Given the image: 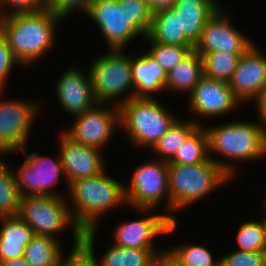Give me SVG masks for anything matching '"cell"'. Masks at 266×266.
I'll return each instance as SVG.
<instances>
[{
	"mask_svg": "<svg viewBox=\"0 0 266 266\" xmlns=\"http://www.w3.org/2000/svg\"><path fill=\"white\" fill-rule=\"evenodd\" d=\"M236 241V250L265 251L263 220L243 223L237 232Z\"/></svg>",
	"mask_w": 266,
	"mask_h": 266,
	"instance_id": "34",
	"label": "cell"
},
{
	"mask_svg": "<svg viewBox=\"0 0 266 266\" xmlns=\"http://www.w3.org/2000/svg\"><path fill=\"white\" fill-rule=\"evenodd\" d=\"M216 0H177L173 6L180 15L181 31L195 46L208 19L222 5Z\"/></svg>",
	"mask_w": 266,
	"mask_h": 266,
	"instance_id": "20",
	"label": "cell"
},
{
	"mask_svg": "<svg viewBox=\"0 0 266 266\" xmlns=\"http://www.w3.org/2000/svg\"><path fill=\"white\" fill-rule=\"evenodd\" d=\"M120 126L137 148L149 150L177 119L158 99L131 98L119 106Z\"/></svg>",
	"mask_w": 266,
	"mask_h": 266,
	"instance_id": "5",
	"label": "cell"
},
{
	"mask_svg": "<svg viewBox=\"0 0 266 266\" xmlns=\"http://www.w3.org/2000/svg\"><path fill=\"white\" fill-rule=\"evenodd\" d=\"M86 74L71 66L61 74L55 87L61 108L74 118L97 104L90 73Z\"/></svg>",
	"mask_w": 266,
	"mask_h": 266,
	"instance_id": "18",
	"label": "cell"
},
{
	"mask_svg": "<svg viewBox=\"0 0 266 266\" xmlns=\"http://www.w3.org/2000/svg\"><path fill=\"white\" fill-rule=\"evenodd\" d=\"M209 158L206 129L198 126L179 147L175 157L168 164L196 165Z\"/></svg>",
	"mask_w": 266,
	"mask_h": 266,
	"instance_id": "27",
	"label": "cell"
},
{
	"mask_svg": "<svg viewBox=\"0 0 266 266\" xmlns=\"http://www.w3.org/2000/svg\"><path fill=\"white\" fill-rule=\"evenodd\" d=\"M148 36L157 43L194 47L181 31L180 15L174 8H168L153 14Z\"/></svg>",
	"mask_w": 266,
	"mask_h": 266,
	"instance_id": "22",
	"label": "cell"
},
{
	"mask_svg": "<svg viewBox=\"0 0 266 266\" xmlns=\"http://www.w3.org/2000/svg\"><path fill=\"white\" fill-rule=\"evenodd\" d=\"M0 160V217L17 216L21 195L13 169Z\"/></svg>",
	"mask_w": 266,
	"mask_h": 266,
	"instance_id": "29",
	"label": "cell"
},
{
	"mask_svg": "<svg viewBox=\"0 0 266 266\" xmlns=\"http://www.w3.org/2000/svg\"><path fill=\"white\" fill-rule=\"evenodd\" d=\"M167 252L182 266H220V259L214 260L212 253L203 246L186 242L167 249Z\"/></svg>",
	"mask_w": 266,
	"mask_h": 266,
	"instance_id": "30",
	"label": "cell"
},
{
	"mask_svg": "<svg viewBox=\"0 0 266 266\" xmlns=\"http://www.w3.org/2000/svg\"><path fill=\"white\" fill-rule=\"evenodd\" d=\"M60 135L59 155L68 186L75 180L95 176L105 170L100 149L72 141L63 132Z\"/></svg>",
	"mask_w": 266,
	"mask_h": 266,
	"instance_id": "17",
	"label": "cell"
},
{
	"mask_svg": "<svg viewBox=\"0 0 266 266\" xmlns=\"http://www.w3.org/2000/svg\"><path fill=\"white\" fill-rule=\"evenodd\" d=\"M3 17H4V15H3V12H2L1 7H0V27H1Z\"/></svg>",
	"mask_w": 266,
	"mask_h": 266,
	"instance_id": "44",
	"label": "cell"
},
{
	"mask_svg": "<svg viewBox=\"0 0 266 266\" xmlns=\"http://www.w3.org/2000/svg\"><path fill=\"white\" fill-rule=\"evenodd\" d=\"M75 117L71 130L63 133L72 141L100 150L110 141L115 127L120 126V109L116 105L107 108V104L97 103Z\"/></svg>",
	"mask_w": 266,
	"mask_h": 266,
	"instance_id": "11",
	"label": "cell"
},
{
	"mask_svg": "<svg viewBox=\"0 0 266 266\" xmlns=\"http://www.w3.org/2000/svg\"><path fill=\"white\" fill-rule=\"evenodd\" d=\"M202 58L203 74L207 77L229 82L242 55L224 51L199 53Z\"/></svg>",
	"mask_w": 266,
	"mask_h": 266,
	"instance_id": "28",
	"label": "cell"
},
{
	"mask_svg": "<svg viewBox=\"0 0 266 266\" xmlns=\"http://www.w3.org/2000/svg\"><path fill=\"white\" fill-rule=\"evenodd\" d=\"M0 266H31L24 257L8 261H0Z\"/></svg>",
	"mask_w": 266,
	"mask_h": 266,
	"instance_id": "42",
	"label": "cell"
},
{
	"mask_svg": "<svg viewBox=\"0 0 266 266\" xmlns=\"http://www.w3.org/2000/svg\"><path fill=\"white\" fill-rule=\"evenodd\" d=\"M224 8L218 10L208 19L203 27L199 41L194 46L197 53L224 51L243 55L255 43L238 31Z\"/></svg>",
	"mask_w": 266,
	"mask_h": 266,
	"instance_id": "13",
	"label": "cell"
},
{
	"mask_svg": "<svg viewBox=\"0 0 266 266\" xmlns=\"http://www.w3.org/2000/svg\"><path fill=\"white\" fill-rule=\"evenodd\" d=\"M69 201L62 196H26L21 197L18 217L27 223L34 234L58 239V232L71 226L73 247L83 242L84 231L75 222Z\"/></svg>",
	"mask_w": 266,
	"mask_h": 266,
	"instance_id": "6",
	"label": "cell"
},
{
	"mask_svg": "<svg viewBox=\"0 0 266 266\" xmlns=\"http://www.w3.org/2000/svg\"><path fill=\"white\" fill-rule=\"evenodd\" d=\"M145 38L151 43V48L146 52L162 66L166 73L184 60L194 49V47L157 43L148 35Z\"/></svg>",
	"mask_w": 266,
	"mask_h": 266,
	"instance_id": "31",
	"label": "cell"
},
{
	"mask_svg": "<svg viewBox=\"0 0 266 266\" xmlns=\"http://www.w3.org/2000/svg\"><path fill=\"white\" fill-rule=\"evenodd\" d=\"M263 230H264V245H265V252H266V216L263 217Z\"/></svg>",
	"mask_w": 266,
	"mask_h": 266,
	"instance_id": "43",
	"label": "cell"
},
{
	"mask_svg": "<svg viewBox=\"0 0 266 266\" xmlns=\"http://www.w3.org/2000/svg\"><path fill=\"white\" fill-rule=\"evenodd\" d=\"M91 0H44V7L64 19L72 10H82L86 14Z\"/></svg>",
	"mask_w": 266,
	"mask_h": 266,
	"instance_id": "37",
	"label": "cell"
},
{
	"mask_svg": "<svg viewBox=\"0 0 266 266\" xmlns=\"http://www.w3.org/2000/svg\"><path fill=\"white\" fill-rule=\"evenodd\" d=\"M202 126L197 120L186 121L176 119L169 127L168 131L151 148L153 153L162 161L170 162L176 155L179 147L188 136L198 127Z\"/></svg>",
	"mask_w": 266,
	"mask_h": 266,
	"instance_id": "26",
	"label": "cell"
},
{
	"mask_svg": "<svg viewBox=\"0 0 266 266\" xmlns=\"http://www.w3.org/2000/svg\"><path fill=\"white\" fill-rule=\"evenodd\" d=\"M95 232L96 228L84 231L82 244L73 247L67 258L63 256L61 266H100L94 249Z\"/></svg>",
	"mask_w": 266,
	"mask_h": 266,
	"instance_id": "32",
	"label": "cell"
},
{
	"mask_svg": "<svg viewBox=\"0 0 266 266\" xmlns=\"http://www.w3.org/2000/svg\"><path fill=\"white\" fill-rule=\"evenodd\" d=\"M86 15L100 28L108 49L125 50L140 34L128 23L125 3L118 0H91Z\"/></svg>",
	"mask_w": 266,
	"mask_h": 266,
	"instance_id": "12",
	"label": "cell"
},
{
	"mask_svg": "<svg viewBox=\"0 0 266 266\" xmlns=\"http://www.w3.org/2000/svg\"><path fill=\"white\" fill-rule=\"evenodd\" d=\"M14 64L20 63L15 58L5 34L0 29V91L2 92Z\"/></svg>",
	"mask_w": 266,
	"mask_h": 266,
	"instance_id": "36",
	"label": "cell"
},
{
	"mask_svg": "<svg viewBox=\"0 0 266 266\" xmlns=\"http://www.w3.org/2000/svg\"><path fill=\"white\" fill-rule=\"evenodd\" d=\"M205 129L209 156L215 152L235 162L266 157V127L260 122L234 121Z\"/></svg>",
	"mask_w": 266,
	"mask_h": 266,
	"instance_id": "4",
	"label": "cell"
},
{
	"mask_svg": "<svg viewBox=\"0 0 266 266\" xmlns=\"http://www.w3.org/2000/svg\"><path fill=\"white\" fill-rule=\"evenodd\" d=\"M228 162L210 156L196 165L168 164L170 217L174 221L173 213L202 200L235 177L236 167L233 162Z\"/></svg>",
	"mask_w": 266,
	"mask_h": 266,
	"instance_id": "1",
	"label": "cell"
},
{
	"mask_svg": "<svg viewBox=\"0 0 266 266\" xmlns=\"http://www.w3.org/2000/svg\"><path fill=\"white\" fill-rule=\"evenodd\" d=\"M177 220L168 214L146 215L144 219L125 221L115 230V243L119 247L135 249H157L154 237L158 234H170L175 230Z\"/></svg>",
	"mask_w": 266,
	"mask_h": 266,
	"instance_id": "15",
	"label": "cell"
},
{
	"mask_svg": "<svg viewBox=\"0 0 266 266\" xmlns=\"http://www.w3.org/2000/svg\"><path fill=\"white\" fill-rule=\"evenodd\" d=\"M228 83L234 96L242 104L257 98L266 83V56L256 44L240 57Z\"/></svg>",
	"mask_w": 266,
	"mask_h": 266,
	"instance_id": "16",
	"label": "cell"
},
{
	"mask_svg": "<svg viewBox=\"0 0 266 266\" xmlns=\"http://www.w3.org/2000/svg\"><path fill=\"white\" fill-rule=\"evenodd\" d=\"M68 189L71 214L83 231L96 228L99 217L127 204L125 184L109 177L106 169L98 175L73 181Z\"/></svg>",
	"mask_w": 266,
	"mask_h": 266,
	"instance_id": "3",
	"label": "cell"
},
{
	"mask_svg": "<svg viewBox=\"0 0 266 266\" xmlns=\"http://www.w3.org/2000/svg\"><path fill=\"white\" fill-rule=\"evenodd\" d=\"M0 261L24 257L27 244L35 235L31 227L18 216L0 217Z\"/></svg>",
	"mask_w": 266,
	"mask_h": 266,
	"instance_id": "21",
	"label": "cell"
},
{
	"mask_svg": "<svg viewBox=\"0 0 266 266\" xmlns=\"http://www.w3.org/2000/svg\"><path fill=\"white\" fill-rule=\"evenodd\" d=\"M6 5L11 10H7ZM0 7L4 16L12 13L37 12L44 8V0H0Z\"/></svg>",
	"mask_w": 266,
	"mask_h": 266,
	"instance_id": "38",
	"label": "cell"
},
{
	"mask_svg": "<svg viewBox=\"0 0 266 266\" xmlns=\"http://www.w3.org/2000/svg\"><path fill=\"white\" fill-rule=\"evenodd\" d=\"M167 250L135 249L112 245L100 258V266H155L159 255Z\"/></svg>",
	"mask_w": 266,
	"mask_h": 266,
	"instance_id": "24",
	"label": "cell"
},
{
	"mask_svg": "<svg viewBox=\"0 0 266 266\" xmlns=\"http://www.w3.org/2000/svg\"><path fill=\"white\" fill-rule=\"evenodd\" d=\"M125 3V13L128 23L143 37L148 35L153 13L146 0H118Z\"/></svg>",
	"mask_w": 266,
	"mask_h": 266,
	"instance_id": "33",
	"label": "cell"
},
{
	"mask_svg": "<svg viewBox=\"0 0 266 266\" xmlns=\"http://www.w3.org/2000/svg\"><path fill=\"white\" fill-rule=\"evenodd\" d=\"M254 101L257 103L256 106L258 109V115H260V122L266 127V83Z\"/></svg>",
	"mask_w": 266,
	"mask_h": 266,
	"instance_id": "39",
	"label": "cell"
},
{
	"mask_svg": "<svg viewBox=\"0 0 266 266\" xmlns=\"http://www.w3.org/2000/svg\"><path fill=\"white\" fill-rule=\"evenodd\" d=\"M131 177L130 185L125 186L127 206L147 213L166 198V212L170 216L168 162L157 159L141 163Z\"/></svg>",
	"mask_w": 266,
	"mask_h": 266,
	"instance_id": "8",
	"label": "cell"
},
{
	"mask_svg": "<svg viewBox=\"0 0 266 266\" xmlns=\"http://www.w3.org/2000/svg\"><path fill=\"white\" fill-rule=\"evenodd\" d=\"M125 50L109 49V53L94 59L88 72L91 76L92 88L97 103L109 104L111 100H118L119 95L125 94L116 106H120L134 98V84L132 81L131 56L124 54ZM118 97V98H117Z\"/></svg>",
	"mask_w": 266,
	"mask_h": 266,
	"instance_id": "7",
	"label": "cell"
},
{
	"mask_svg": "<svg viewBox=\"0 0 266 266\" xmlns=\"http://www.w3.org/2000/svg\"><path fill=\"white\" fill-rule=\"evenodd\" d=\"M176 1L177 0H146L153 14L164 9L173 8Z\"/></svg>",
	"mask_w": 266,
	"mask_h": 266,
	"instance_id": "40",
	"label": "cell"
},
{
	"mask_svg": "<svg viewBox=\"0 0 266 266\" xmlns=\"http://www.w3.org/2000/svg\"><path fill=\"white\" fill-rule=\"evenodd\" d=\"M134 98L152 99L155 92L165 90L167 73L147 52L131 57Z\"/></svg>",
	"mask_w": 266,
	"mask_h": 266,
	"instance_id": "19",
	"label": "cell"
},
{
	"mask_svg": "<svg viewBox=\"0 0 266 266\" xmlns=\"http://www.w3.org/2000/svg\"><path fill=\"white\" fill-rule=\"evenodd\" d=\"M61 20L44 7L37 12L5 15L0 29L20 65L29 67L50 51Z\"/></svg>",
	"mask_w": 266,
	"mask_h": 266,
	"instance_id": "2",
	"label": "cell"
},
{
	"mask_svg": "<svg viewBox=\"0 0 266 266\" xmlns=\"http://www.w3.org/2000/svg\"><path fill=\"white\" fill-rule=\"evenodd\" d=\"M63 251L59 239L35 234L25 248L24 258L31 266H61Z\"/></svg>",
	"mask_w": 266,
	"mask_h": 266,
	"instance_id": "25",
	"label": "cell"
},
{
	"mask_svg": "<svg viewBox=\"0 0 266 266\" xmlns=\"http://www.w3.org/2000/svg\"><path fill=\"white\" fill-rule=\"evenodd\" d=\"M155 266H182L167 251L158 256Z\"/></svg>",
	"mask_w": 266,
	"mask_h": 266,
	"instance_id": "41",
	"label": "cell"
},
{
	"mask_svg": "<svg viewBox=\"0 0 266 266\" xmlns=\"http://www.w3.org/2000/svg\"><path fill=\"white\" fill-rule=\"evenodd\" d=\"M202 75L201 55L192 50L184 60L167 73L165 90L190 94Z\"/></svg>",
	"mask_w": 266,
	"mask_h": 266,
	"instance_id": "23",
	"label": "cell"
},
{
	"mask_svg": "<svg viewBox=\"0 0 266 266\" xmlns=\"http://www.w3.org/2000/svg\"><path fill=\"white\" fill-rule=\"evenodd\" d=\"M2 94V91H0ZM40 104L29 100L0 98V154L9 155L26 147L30 128Z\"/></svg>",
	"mask_w": 266,
	"mask_h": 266,
	"instance_id": "9",
	"label": "cell"
},
{
	"mask_svg": "<svg viewBox=\"0 0 266 266\" xmlns=\"http://www.w3.org/2000/svg\"><path fill=\"white\" fill-rule=\"evenodd\" d=\"M188 99L191 114L194 113L201 117L225 115L241 104L234 96L228 82L216 80L204 74L189 94Z\"/></svg>",
	"mask_w": 266,
	"mask_h": 266,
	"instance_id": "14",
	"label": "cell"
},
{
	"mask_svg": "<svg viewBox=\"0 0 266 266\" xmlns=\"http://www.w3.org/2000/svg\"><path fill=\"white\" fill-rule=\"evenodd\" d=\"M220 266H266V252L235 250L220 258Z\"/></svg>",
	"mask_w": 266,
	"mask_h": 266,
	"instance_id": "35",
	"label": "cell"
},
{
	"mask_svg": "<svg viewBox=\"0 0 266 266\" xmlns=\"http://www.w3.org/2000/svg\"><path fill=\"white\" fill-rule=\"evenodd\" d=\"M25 148L21 150L26 157L23 165L18 171L13 170L21 197L62 196L52 190L53 185L59 182L60 175L64 176L60 155L57 160L35 152L28 155Z\"/></svg>",
	"mask_w": 266,
	"mask_h": 266,
	"instance_id": "10",
	"label": "cell"
}]
</instances>
